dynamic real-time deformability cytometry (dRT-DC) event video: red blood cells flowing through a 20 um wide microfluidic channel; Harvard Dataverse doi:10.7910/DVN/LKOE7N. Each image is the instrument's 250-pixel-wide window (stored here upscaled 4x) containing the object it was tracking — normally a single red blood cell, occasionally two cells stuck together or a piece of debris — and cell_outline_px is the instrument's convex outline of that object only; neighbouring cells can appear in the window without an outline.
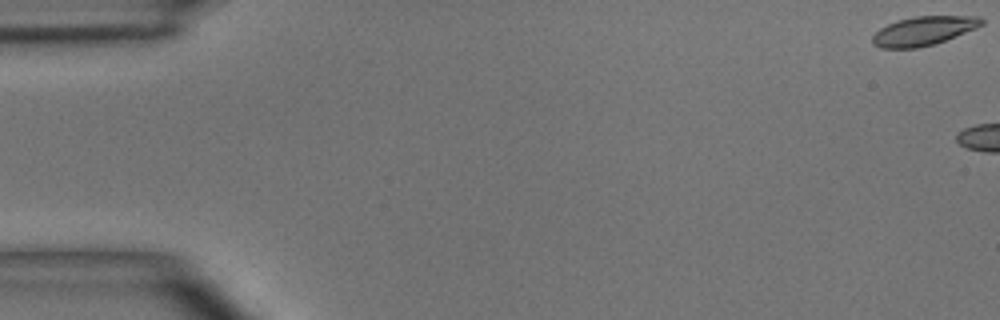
{"species": "common noctule bat (a hibernating species)", "species_latin": "Nyctalus noctula", "temperature_condition": "room temperature", "stored_images_in_passage": 1, "camera_frame_rate_fps": 3000, "um_per_image_px": 0.085, "animal": {"sex": "male", "body_mass_g": 15.6}, "frame": {"image": 1, "passage_image": 1, "time_ms": 0.0, "image_size_px": [1000, 320], "cell_outline_px": [[984, 24], [976, 28], [944, 40], [932, 44], [916, 48], [880, 48], [872, 44], [872, 36], [880, 28], [888, 24], [900, 20], [916, 16], [980, 16], [984, 20]], "centroid_in_image_um": [78.5, 2.62], "position_along_channel_um": 6.5, "area_um2": 18.21}}